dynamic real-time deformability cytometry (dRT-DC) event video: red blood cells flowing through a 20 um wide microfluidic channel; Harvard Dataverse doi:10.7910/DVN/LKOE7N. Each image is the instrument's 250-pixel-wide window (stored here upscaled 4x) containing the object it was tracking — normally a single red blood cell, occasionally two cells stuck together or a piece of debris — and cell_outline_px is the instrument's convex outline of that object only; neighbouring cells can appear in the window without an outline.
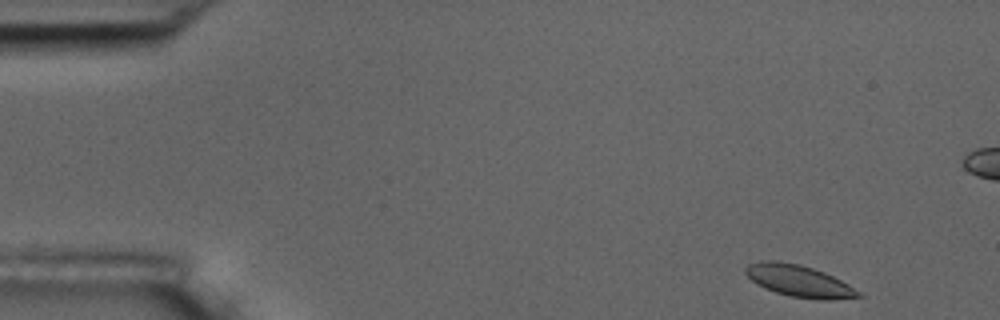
{"species": "common noctule bat (a hibernating species)", "species_latin": "Nyctalus noctula", "temperature_condition": "room temperature", "stored_images_in_passage": 54, "camera_frame_rate_fps": 3000, "um_per_image_px": 0.085, "animal": {"sex": "male", "body_mass_g": 17.5, "forearm_length_mm": 52.3}, "frame": {"image": 1, "passage_image": 2, "time_ms": 0.333, "image_size_px": [1000, 320], "cell_outline_px": [[864, 296], [832, 300], [824, 300], [788, 296], [764, 288], [756, 284], [744, 272], [744, 268], [748, 264], [760, 260], [776, 260], [800, 264], [824, 272], [848, 284], [860, 292]], "centroid_in_image_um": [67.88, 23.87], "position_along_channel_um": 17.1, "area_um2": 20.98}}
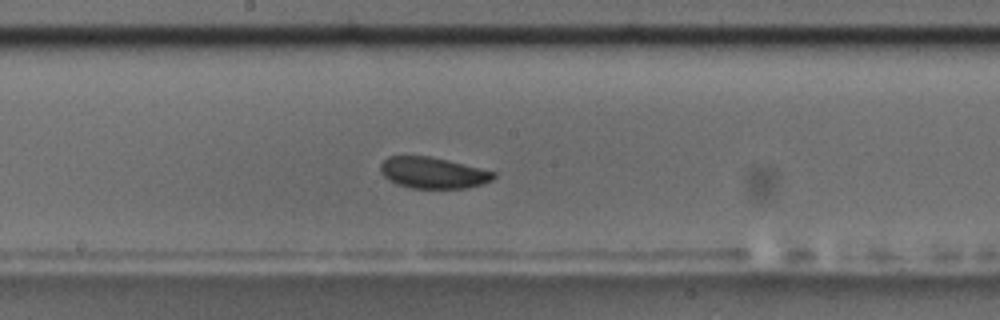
{"frame": {"image": 2, "passage_image": 27, "time_ms": 8.667, "image_size_px": [1000, 320], "cell_outline_px": [[496, 176], [492, 180], [480, 184], [464, 188], [412, 188], [396, 184], [388, 180], [380, 172], [380, 164], [388, 156], [428, 156], [448, 160], [496, 172]], "centroid_in_image_um": [36.77, 14.68], "position_along_channel_um": 211.4, "area_um2": 20.52}}
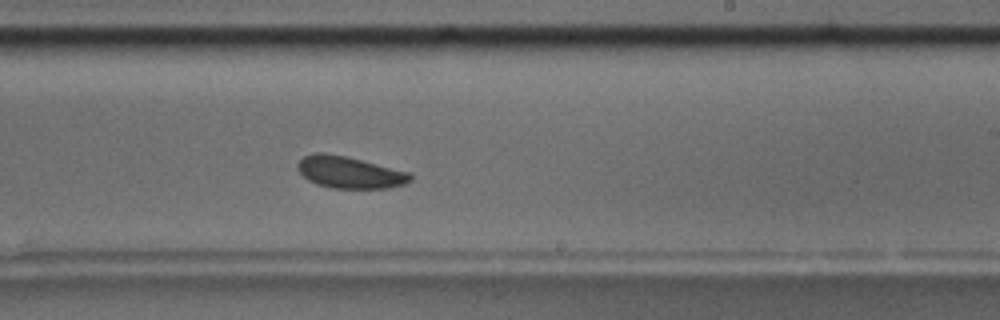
{"frame": {"image": 3, "passage_image": 31, "time_ms": 10.0, "image_size_px": [1000, 320], "cell_outline_px": [[412, 180], [404, 184], [388, 188], [332, 188], [316, 184], [308, 180], [296, 168], [296, 164], [304, 156], [316, 152], [324, 152], [348, 156], [412, 172]], "centroid_in_image_um": [29.74, 14.63], "position_along_channel_um": 259.3, "area_um2": 21.27}, "authors_computed_cell_mechanics": {"area_um2": 20.9236, "velocity_mm_per_s": 3.5917, "shape_relaxation_time_tau1_ms": 1.4287, "shape_relaxation_time_tau2_ms": 5.8338, "deformation_change_tau1": 0.0485, "deformation_change_tau2": 0.0815}}